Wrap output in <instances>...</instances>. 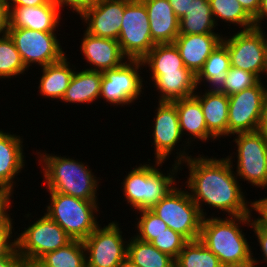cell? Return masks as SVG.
Returning a JSON list of instances; mask_svg holds the SVG:
<instances>
[{
    "label": "cell",
    "instance_id": "cell-1",
    "mask_svg": "<svg viewBox=\"0 0 267 267\" xmlns=\"http://www.w3.org/2000/svg\"><path fill=\"white\" fill-rule=\"evenodd\" d=\"M176 154L177 164L187 163L190 174L186 187L191 191L189 195L198 205L203 218L207 216L201 208L203 202L212 208L226 211L228 217L251 215L249 202L245 200V195L234 175L236 173L232 171L233 162L231 163L230 156L215 159L198 155V158H192L184 150Z\"/></svg>",
    "mask_w": 267,
    "mask_h": 267
},
{
    "label": "cell",
    "instance_id": "cell-2",
    "mask_svg": "<svg viewBox=\"0 0 267 267\" xmlns=\"http://www.w3.org/2000/svg\"><path fill=\"white\" fill-rule=\"evenodd\" d=\"M251 216H229L224 220L205 217L201 223L199 240L218 257L221 264L253 263L256 267L258 262L253 258L251 247L239 228L240 223L251 226Z\"/></svg>",
    "mask_w": 267,
    "mask_h": 267
},
{
    "label": "cell",
    "instance_id": "cell-3",
    "mask_svg": "<svg viewBox=\"0 0 267 267\" xmlns=\"http://www.w3.org/2000/svg\"><path fill=\"white\" fill-rule=\"evenodd\" d=\"M45 154V155H44ZM40 153L47 191L67 194L82 200H97L98 181L89 166L78 160Z\"/></svg>",
    "mask_w": 267,
    "mask_h": 267
},
{
    "label": "cell",
    "instance_id": "cell-4",
    "mask_svg": "<svg viewBox=\"0 0 267 267\" xmlns=\"http://www.w3.org/2000/svg\"><path fill=\"white\" fill-rule=\"evenodd\" d=\"M172 166L174 169L172 168L167 176L155 165L140 164L132 169L122 183L125 199L131 207L137 211L151 209L174 189L176 186L173 184H176L175 176H177L175 173L181 169L182 165L175 162Z\"/></svg>",
    "mask_w": 267,
    "mask_h": 267
},
{
    "label": "cell",
    "instance_id": "cell-5",
    "mask_svg": "<svg viewBox=\"0 0 267 267\" xmlns=\"http://www.w3.org/2000/svg\"><path fill=\"white\" fill-rule=\"evenodd\" d=\"M50 204L46 214L73 239L84 241L99 225L94 213L97 200H82L73 196L48 191Z\"/></svg>",
    "mask_w": 267,
    "mask_h": 267
},
{
    "label": "cell",
    "instance_id": "cell-6",
    "mask_svg": "<svg viewBox=\"0 0 267 267\" xmlns=\"http://www.w3.org/2000/svg\"><path fill=\"white\" fill-rule=\"evenodd\" d=\"M150 210L188 241L199 239L203 217L188 191L175 187Z\"/></svg>",
    "mask_w": 267,
    "mask_h": 267
},
{
    "label": "cell",
    "instance_id": "cell-7",
    "mask_svg": "<svg viewBox=\"0 0 267 267\" xmlns=\"http://www.w3.org/2000/svg\"><path fill=\"white\" fill-rule=\"evenodd\" d=\"M127 60H142L155 46L147 9L142 0H125L121 30L117 39Z\"/></svg>",
    "mask_w": 267,
    "mask_h": 267
},
{
    "label": "cell",
    "instance_id": "cell-8",
    "mask_svg": "<svg viewBox=\"0 0 267 267\" xmlns=\"http://www.w3.org/2000/svg\"><path fill=\"white\" fill-rule=\"evenodd\" d=\"M224 38L222 43L227 47L230 66L254 73L260 80V74L267 75V39L262 28L241 30L229 39Z\"/></svg>",
    "mask_w": 267,
    "mask_h": 267
},
{
    "label": "cell",
    "instance_id": "cell-9",
    "mask_svg": "<svg viewBox=\"0 0 267 267\" xmlns=\"http://www.w3.org/2000/svg\"><path fill=\"white\" fill-rule=\"evenodd\" d=\"M237 176L258 188L267 187V137L260 131L238 133Z\"/></svg>",
    "mask_w": 267,
    "mask_h": 267
},
{
    "label": "cell",
    "instance_id": "cell-10",
    "mask_svg": "<svg viewBox=\"0 0 267 267\" xmlns=\"http://www.w3.org/2000/svg\"><path fill=\"white\" fill-rule=\"evenodd\" d=\"M16 239V247L22 260L40 259L73 239L46 213L34 224L25 228Z\"/></svg>",
    "mask_w": 267,
    "mask_h": 267
},
{
    "label": "cell",
    "instance_id": "cell-11",
    "mask_svg": "<svg viewBox=\"0 0 267 267\" xmlns=\"http://www.w3.org/2000/svg\"><path fill=\"white\" fill-rule=\"evenodd\" d=\"M8 35L14 42L27 69L32 66V63L44 67L60 61L65 56L55 32L9 28Z\"/></svg>",
    "mask_w": 267,
    "mask_h": 267
},
{
    "label": "cell",
    "instance_id": "cell-12",
    "mask_svg": "<svg viewBox=\"0 0 267 267\" xmlns=\"http://www.w3.org/2000/svg\"><path fill=\"white\" fill-rule=\"evenodd\" d=\"M256 85L228 96V136L259 130L267 88Z\"/></svg>",
    "mask_w": 267,
    "mask_h": 267
},
{
    "label": "cell",
    "instance_id": "cell-13",
    "mask_svg": "<svg viewBox=\"0 0 267 267\" xmlns=\"http://www.w3.org/2000/svg\"><path fill=\"white\" fill-rule=\"evenodd\" d=\"M125 60L118 68L102 73L100 98L111 105H128L138 99L143 89L139 68L145 66L142 60Z\"/></svg>",
    "mask_w": 267,
    "mask_h": 267
},
{
    "label": "cell",
    "instance_id": "cell-14",
    "mask_svg": "<svg viewBox=\"0 0 267 267\" xmlns=\"http://www.w3.org/2000/svg\"><path fill=\"white\" fill-rule=\"evenodd\" d=\"M119 225L98 226L84 241L87 267H118L127 257V244Z\"/></svg>",
    "mask_w": 267,
    "mask_h": 267
},
{
    "label": "cell",
    "instance_id": "cell-15",
    "mask_svg": "<svg viewBox=\"0 0 267 267\" xmlns=\"http://www.w3.org/2000/svg\"><path fill=\"white\" fill-rule=\"evenodd\" d=\"M155 124L152 136L155 145V165L162 166L169 158L182 137L178 120L177 108L174 102L158 101ZM168 157V158H167Z\"/></svg>",
    "mask_w": 267,
    "mask_h": 267
},
{
    "label": "cell",
    "instance_id": "cell-16",
    "mask_svg": "<svg viewBox=\"0 0 267 267\" xmlns=\"http://www.w3.org/2000/svg\"><path fill=\"white\" fill-rule=\"evenodd\" d=\"M125 0H99L85 11L81 20L87 23L86 32L91 35L117 40L124 15Z\"/></svg>",
    "mask_w": 267,
    "mask_h": 267
},
{
    "label": "cell",
    "instance_id": "cell-17",
    "mask_svg": "<svg viewBox=\"0 0 267 267\" xmlns=\"http://www.w3.org/2000/svg\"><path fill=\"white\" fill-rule=\"evenodd\" d=\"M80 48L90 66H95L87 70L103 72L118 68L125 62L119 42L114 39L97 37L85 31Z\"/></svg>",
    "mask_w": 267,
    "mask_h": 267
},
{
    "label": "cell",
    "instance_id": "cell-18",
    "mask_svg": "<svg viewBox=\"0 0 267 267\" xmlns=\"http://www.w3.org/2000/svg\"><path fill=\"white\" fill-rule=\"evenodd\" d=\"M222 38L218 33L179 34L173 44L178 49L184 66L197 75L206 59L222 42Z\"/></svg>",
    "mask_w": 267,
    "mask_h": 267
},
{
    "label": "cell",
    "instance_id": "cell-19",
    "mask_svg": "<svg viewBox=\"0 0 267 267\" xmlns=\"http://www.w3.org/2000/svg\"><path fill=\"white\" fill-rule=\"evenodd\" d=\"M9 7L10 28H27L42 32H55L60 22V7L54 0L41 6Z\"/></svg>",
    "mask_w": 267,
    "mask_h": 267
},
{
    "label": "cell",
    "instance_id": "cell-20",
    "mask_svg": "<svg viewBox=\"0 0 267 267\" xmlns=\"http://www.w3.org/2000/svg\"><path fill=\"white\" fill-rule=\"evenodd\" d=\"M147 9L152 40L173 43L179 35V18L168 0H142Z\"/></svg>",
    "mask_w": 267,
    "mask_h": 267
},
{
    "label": "cell",
    "instance_id": "cell-21",
    "mask_svg": "<svg viewBox=\"0 0 267 267\" xmlns=\"http://www.w3.org/2000/svg\"><path fill=\"white\" fill-rule=\"evenodd\" d=\"M154 87L160 92L159 101L173 102L188 98L195 94L198 88L196 75L189 69H178L171 72H151Z\"/></svg>",
    "mask_w": 267,
    "mask_h": 267
},
{
    "label": "cell",
    "instance_id": "cell-22",
    "mask_svg": "<svg viewBox=\"0 0 267 267\" xmlns=\"http://www.w3.org/2000/svg\"><path fill=\"white\" fill-rule=\"evenodd\" d=\"M23 138L0 130V184L13 190V180L24 168Z\"/></svg>",
    "mask_w": 267,
    "mask_h": 267
},
{
    "label": "cell",
    "instance_id": "cell-23",
    "mask_svg": "<svg viewBox=\"0 0 267 267\" xmlns=\"http://www.w3.org/2000/svg\"><path fill=\"white\" fill-rule=\"evenodd\" d=\"M199 100L208 132L216 139L228 136L229 98L220 91H205L201 96L194 94Z\"/></svg>",
    "mask_w": 267,
    "mask_h": 267
},
{
    "label": "cell",
    "instance_id": "cell-24",
    "mask_svg": "<svg viewBox=\"0 0 267 267\" xmlns=\"http://www.w3.org/2000/svg\"><path fill=\"white\" fill-rule=\"evenodd\" d=\"M177 108L181 134L185 130L196 139L204 142L215 139L207 130L204 115L199 100L193 95L188 98L173 101Z\"/></svg>",
    "mask_w": 267,
    "mask_h": 267
},
{
    "label": "cell",
    "instance_id": "cell-25",
    "mask_svg": "<svg viewBox=\"0 0 267 267\" xmlns=\"http://www.w3.org/2000/svg\"><path fill=\"white\" fill-rule=\"evenodd\" d=\"M67 59L65 55L60 61L42 67L38 86L42 96L62 100L75 72Z\"/></svg>",
    "mask_w": 267,
    "mask_h": 267
},
{
    "label": "cell",
    "instance_id": "cell-26",
    "mask_svg": "<svg viewBox=\"0 0 267 267\" xmlns=\"http://www.w3.org/2000/svg\"><path fill=\"white\" fill-rule=\"evenodd\" d=\"M101 71L83 70L74 72L69 87L61 101L69 103H92L100 98Z\"/></svg>",
    "mask_w": 267,
    "mask_h": 267
},
{
    "label": "cell",
    "instance_id": "cell-27",
    "mask_svg": "<svg viewBox=\"0 0 267 267\" xmlns=\"http://www.w3.org/2000/svg\"><path fill=\"white\" fill-rule=\"evenodd\" d=\"M230 68V56L227 47L221 42L206 59L202 69L196 75L197 86L203 81L211 85L209 91H219L224 84ZM213 88V89H212Z\"/></svg>",
    "mask_w": 267,
    "mask_h": 267
},
{
    "label": "cell",
    "instance_id": "cell-28",
    "mask_svg": "<svg viewBox=\"0 0 267 267\" xmlns=\"http://www.w3.org/2000/svg\"><path fill=\"white\" fill-rule=\"evenodd\" d=\"M179 20L181 35L215 33L216 25L208 0H192L187 14Z\"/></svg>",
    "mask_w": 267,
    "mask_h": 267
},
{
    "label": "cell",
    "instance_id": "cell-29",
    "mask_svg": "<svg viewBox=\"0 0 267 267\" xmlns=\"http://www.w3.org/2000/svg\"><path fill=\"white\" fill-rule=\"evenodd\" d=\"M127 258L138 267H175V260L159 251L151 243L140 241L136 237L128 240Z\"/></svg>",
    "mask_w": 267,
    "mask_h": 267
},
{
    "label": "cell",
    "instance_id": "cell-30",
    "mask_svg": "<svg viewBox=\"0 0 267 267\" xmlns=\"http://www.w3.org/2000/svg\"><path fill=\"white\" fill-rule=\"evenodd\" d=\"M142 63L147 64L151 72H171L178 71V69H187L173 43L155 44L142 59Z\"/></svg>",
    "mask_w": 267,
    "mask_h": 267
},
{
    "label": "cell",
    "instance_id": "cell-31",
    "mask_svg": "<svg viewBox=\"0 0 267 267\" xmlns=\"http://www.w3.org/2000/svg\"><path fill=\"white\" fill-rule=\"evenodd\" d=\"M83 241L72 240L67 245L43 255L40 260L49 267H87Z\"/></svg>",
    "mask_w": 267,
    "mask_h": 267
},
{
    "label": "cell",
    "instance_id": "cell-32",
    "mask_svg": "<svg viewBox=\"0 0 267 267\" xmlns=\"http://www.w3.org/2000/svg\"><path fill=\"white\" fill-rule=\"evenodd\" d=\"M175 267H220L218 257L199 239L188 241L175 259Z\"/></svg>",
    "mask_w": 267,
    "mask_h": 267
},
{
    "label": "cell",
    "instance_id": "cell-33",
    "mask_svg": "<svg viewBox=\"0 0 267 267\" xmlns=\"http://www.w3.org/2000/svg\"><path fill=\"white\" fill-rule=\"evenodd\" d=\"M217 26L219 18L225 22L239 25L243 30L254 28L253 18L240 5L238 0H208ZM216 18V19H215Z\"/></svg>",
    "mask_w": 267,
    "mask_h": 267
},
{
    "label": "cell",
    "instance_id": "cell-34",
    "mask_svg": "<svg viewBox=\"0 0 267 267\" xmlns=\"http://www.w3.org/2000/svg\"><path fill=\"white\" fill-rule=\"evenodd\" d=\"M25 70L27 68L10 36L0 37V78H13Z\"/></svg>",
    "mask_w": 267,
    "mask_h": 267
},
{
    "label": "cell",
    "instance_id": "cell-35",
    "mask_svg": "<svg viewBox=\"0 0 267 267\" xmlns=\"http://www.w3.org/2000/svg\"><path fill=\"white\" fill-rule=\"evenodd\" d=\"M138 213L141 217L136 224L138 233L134 235V237L140 241L150 243L155 237L163 233L165 229L169 228L167 224L150 209L140 210Z\"/></svg>",
    "mask_w": 267,
    "mask_h": 267
},
{
    "label": "cell",
    "instance_id": "cell-36",
    "mask_svg": "<svg viewBox=\"0 0 267 267\" xmlns=\"http://www.w3.org/2000/svg\"><path fill=\"white\" fill-rule=\"evenodd\" d=\"M259 81L254 73L230 66L223 87L219 91L230 96L256 85Z\"/></svg>",
    "mask_w": 267,
    "mask_h": 267
},
{
    "label": "cell",
    "instance_id": "cell-37",
    "mask_svg": "<svg viewBox=\"0 0 267 267\" xmlns=\"http://www.w3.org/2000/svg\"><path fill=\"white\" fill-rule=\"evenodd\" d=\"M187 242L184 236L167 228L150 243L175 260Z\"/></svg>",
    "mask_w": 267,
    "mask_h": 267
},
{
    "label": "cell",
    "instance_id": "cell-38",
    "mask_svg": "<svg viewBox=\"0 0 267 267\" xmlns=\"http://www.w3.org/2000/svg\"><path fill=\"white\" fill-rule=\"evenodd\" d=\"M14 193L11 190H6L0 196V228H13L12 226V218L8 214L7 210L10 209L11 206V196Z\"/></svg>",
    "mask_w": 267,
    "mask_h": 267
},
{
    "label": "cell",
    "instance_id": "cell-39",
    "mask_svg": "<svg viewBox=\"0 0 267 267\" xmlns=\"http://www.w3.org/2000/svg\"><path fill=\"white\" fill-rule=\"evenodd\" d=\"M249 206L259 214L257 219H251V226L267 229V197L253 201Z\"/></svg>",
    "mask_w": 267,
    "mask_h": 267
},
{
    "label": "cell",
    "instance_id": "cell-40",
    "mask_svg": "<svg viewBox=\"0 0 267 267\" xmlns=\"http://www.w3.org/2000/svg\"><path fill=\"white\" fill-rule=\"evenodd\" d=\"M99 0H54V2L60 7L69 6L73 12H77L80 16L93 7Z\"/></svg>",
    "mask_w": 267,
    "mask_h": 267
},
{
    "label": "cell",
    "instance_id": "cell-41",
    "mask_svg": "<svg viewBox=\"0 0 267 267\" xmlns=\"http://www.w3.org/2000/svg\"><path fill=\"white\" fill-rule=\"evenodd\" d=\"M12 228H0V258L7 256L15 247L16 239H12Z\"/></svg>",
    "mask_w": 267,
    "mask_h": 267
},
{
    "label": "cell",
    "instance_id": "cell-42",
    "mask_svg": "<svg viewBox=\"0 0 267 267\" xmlns=\"http://www.w3.org/2000/svg\"><path fill=\"white\" fill-rule=\"evenodd\" d=\"M9 28H10V7L7 3L0 0V34L2 37L8 35Z\"/></svg>",
    "mask_w": 267,
    "mask_h": 267
},
{
    "label": "cell",
    "instance_id": "cell-43",
    "mask_svg": "<svg viewBox=\"0 0 267 267\" xmlns=\"http://www.w3.org/2000/svg\"><path fill=\"white\" fill-rule=\"evenodd\" d=\"M22 257L15 247L7 256L0 258V267H22Z\"/></svg>",
    "mask_w": 267,
    "mask_h": 267
},
{
    "label": "cell",
    "instance_id": "cell-44",
    "mask_svg": "<svg viewBox=\"0 0 267 267\" xmlns=\"http://www.w3.org/2000/svg\"><path fill=\"white\" fill-rule=\"evenodd\" d=\"M168 2L172 6L175 15L180 19L187 14L192 0H168Z\"/></svg>",
    "mask_w": 267,
    "mask_h": 267
},
{
    "label": "cell",
    "instance_id": "cell-45",
    "mask_svg": "<svg viewBox=\"0 0 267 267\" xmlns=\"http://www.w3.org/2000/svg\"><path fill=\"white\" fill-rule=\"evenodd\" d=\"M254 233L257 236L261 252H263L264 261L267 262V229L252 226Z\"/></svg>",
    "mask_w": 267,
    "mask_h": 267
},
{
    "label": "cell",
    "instance_id": "cell-46",
    "mask_svg": "<svg viewBox=\"0 0 267 267\" xmlns=\"http://www.w3.org/2000/svg\"><path fill=\"white\" fill-rule=\"evenodd\" d=\"M245 11L253 18L259 9L260 0H238Z\"/></svg>",
    "mask_w": 267,
    "mask_h": 267
},
{
    "label": "cell",
    "instance_id": "cell-47",
    "mask_svg": "<svg viewBox=\"0 0 267 267\" xmlns=\"http://www.w3.org/2000/svg\"><path fill=\"white\" fill-rule=\"evenodd\" d=\"M267 17V0H260V6L258 9L257 14L253 17L254 21V27L261 29V23L260 21H264V18Z\"/></svg>",
    "mask_w": 267,
    "mask_h": 267
},
{
    "label": "cell",
    "instance_id": "cell-48",
    "mask_svg": "<svg viewBox=\"0 0 267 267\" xmlns=\"http://www.w3.org/2000/svg\"><path fill=\"white\" fill-rule=\"evenodd\" d=\"M51 0H13L9 6H26L34 7L48 4Z\"/></svg>",
    "mask_w": 267,
    "mask_h": 267
},
{
    "label": "cell",
    "instance_id": "cell-49",
    "mask_svg": "<svg viewBox=\"0 0 267 267\" xmlns=\"http://www.w3.org/2000/svg\"><path fill=\"white\" fill-rule=\"evenodd\" d=\"M259 130L262 131L267 137V94L263 101L262 118L259 126Z\"/></svg>",
    "mask_w": 267,
    "mask_h": 267
},
{
    "label": "cell",
    "instance_id": "cell-50",
    "mask_svg": "<svg viewBox=\"0 0 267 267\" xmlns=\"http://www.w3.org/2000/svg\"><path fill=\"white\" fill-rule=\"evenodd\" d=\"M22 267H49L43 263L40 259L23 260Z\"/></svg>",
    "mask_w": 267,
    "mask_h": 267
},
{
    "label": "cell",
    "instance_id": "cell-51",
    "mask_svg": "<svg viewBox=\"0 0 267 267\" xmlns=\"http://www.w3.org/2000/svg\"><path fill=\"white\" fill-rule=\"evenodd\" d=\"M220 267H254L253 263H227L221 264Z\"/></svg>",
    "mask_w": 267,
    "mask_h": 267
},
{
    "label": "cell",
    "instance_id": "cell-52",
    "mask_svg": "<svg viewBox=\"0 0 267 267\" xmlns=\"http://www.w3.org/2000/svg\"><path fill=\"white\" fill-rule=\"evenodd\" d=\"M118 267H138L135 263H133L129 258H125Z\"/></svg>",
    "mask_w": 267,
    "mask_h": 267
},
{
    "label": "cell",
    "instance_id": "cell-53",
    "mask_svg": "<svg viewBox=\"0 0 267 267\" xmlns=\"http://www.w3.org/2000/svg\"><path fill=\"white\" fill-rule=\"evenodd\" d=\"M7 189L0 184V196L6 191Z\"/></svg>",
    "mask_w": 267,
    "mask_h": 267
},
{
    "label": "cell",
    "instance_id": "cell-54",
    "mask_svg": "<svg viewBox=\"0 0 267 267\" xmlns=\"http://www.w3.org/2000/svg\"><path fill=\"white\" fill-rule=\"evenodd\" d=\"M3 2L7 3L8 5L11 4L13 0H2Z\"/></svg>",
    "mask_w": 267,
    "mask_h": 267
}]
</instances>
